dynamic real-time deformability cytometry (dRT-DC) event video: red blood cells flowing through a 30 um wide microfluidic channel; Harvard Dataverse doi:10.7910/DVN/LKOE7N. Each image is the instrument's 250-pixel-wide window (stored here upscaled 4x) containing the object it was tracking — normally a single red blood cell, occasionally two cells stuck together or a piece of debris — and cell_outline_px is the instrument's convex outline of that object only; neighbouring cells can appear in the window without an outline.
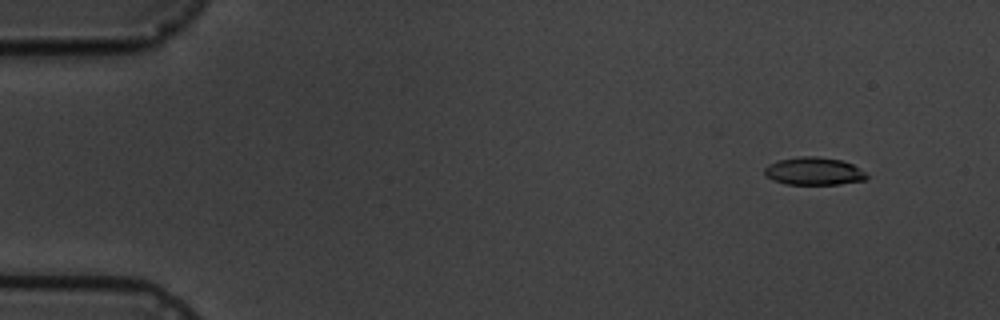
{"species": "common noctule bat (a hibernating species)", "species_latin": "Nyctalus noctula", "temperature_condition": "cold", "stored_images_in_passage": 9, "camera_frame_rate_fps": 3000, "um_per_image_px": 0.085, "animal": {"sex": "male", "body_mass_g": 19.5, "forearm_length_mm": 54.6}, "frame": {"image": 1, "passage_image": 2, "time_ms": 1.333, "image_size_px": [1000, 320], "cell_outline_px": [[868, 176], [864, 180], [840, 184], [784, 184], [772, 180], [764, 176], [764, 168], [768, 164], [780, 160], [804, 156], [816, 156], [840, 160], [852, 164], [864, 172]], "centroid_in_image_um": [69.13, 14.56], "position_along_channel_um": 15.9, "area_um2": 16.42}}
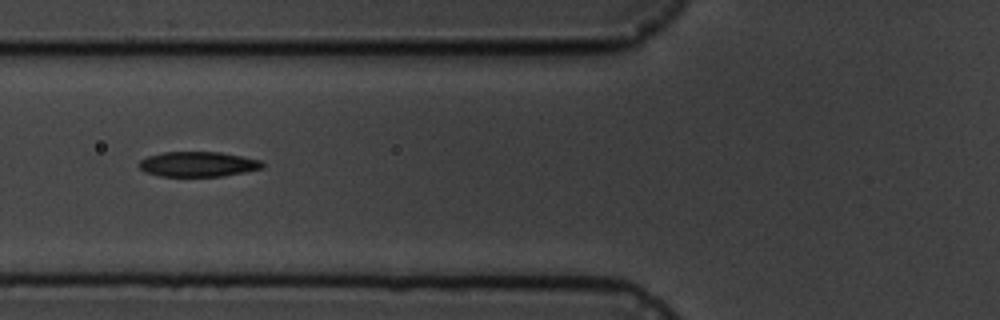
{"frame": {"image": 2, "passage_image": 7, "time_ms": 7.0, "image_size_px": [1000, 320], "cell_outline_px": [[264, 168], [244, 172], [220, 176], [160, 176], [144, 172], [140, 168], [140, 160], [148, 156], [164, 152], [220, 152], [260, 160], [264, 164]], "centroid_in_image_um": [16.82, 13.95], "position_along_channel_um": 109.0, "area_um2": 17.86}}
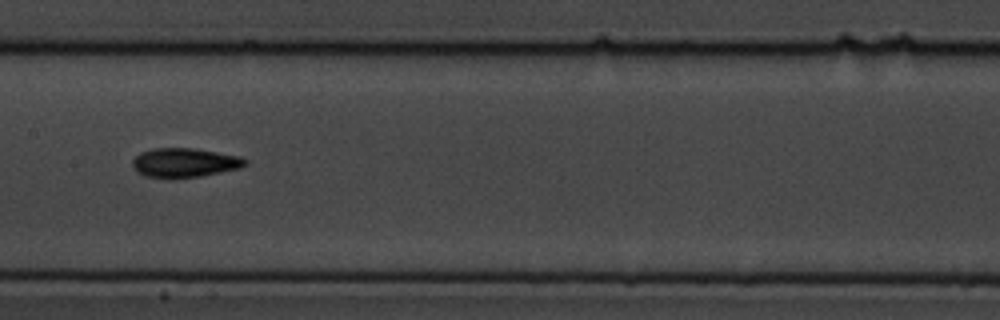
{"frame": {"image": 3, "passage_image": 9, "time_ms": 9.333, "image_size_px": [1000, 320], "cell_outline_px": [[248, 164], [240, 168], [200, 176], [172, 180], [148, 176], [140, 172], [132, 164], [132, 160], [140, 152], [152, 148], [196, 148], [240, 156], [248, 160]], "centroid_in_image_um": [15.72, 13.83], "position_along_channel_um": 191.7, "area_um2": 19.42}}